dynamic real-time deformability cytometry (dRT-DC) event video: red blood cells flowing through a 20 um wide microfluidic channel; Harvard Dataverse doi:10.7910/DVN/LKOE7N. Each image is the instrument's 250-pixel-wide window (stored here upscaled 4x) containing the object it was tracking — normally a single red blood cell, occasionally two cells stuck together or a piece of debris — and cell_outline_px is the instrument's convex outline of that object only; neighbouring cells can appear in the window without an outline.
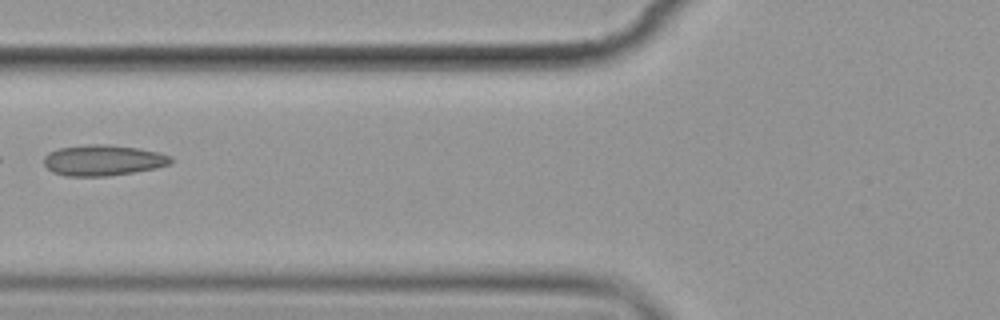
{"species": "common noctule bat (a hibernating species)", "species_latin": "Nyctalus noctula", "temperature_condition": "cold", "stored_images_in_passage": 6, "camera_frame_rate_fps": 3000, "um_per_image_px": 0.085, "animal": {"sex": "female", "body_mass_g": 19.9}, "frame": {"image": 1, "passage_image": 2, "time_ms": 1.333, "image_size_px": [1000, 320], "cell_outline_px": [[172, 160], [168, 164], [156, 168], [108, 176], [64, 176], [52, 172], [44, 164], [44, 156], [48, 152], [60, 148], [88, 144], [108, 144], [136, 148], [160, 152], [172, 156]], "centroid_in_image_um": [8.74, 13.62], "position_along_channel_um": 117.1, "area_um2": 22.77}}
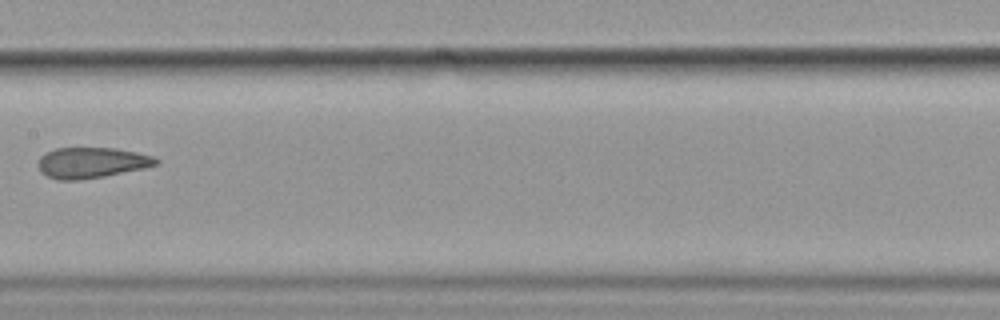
{"frame": {"image": 2, "passage_image": 4, "time_ms": 3.667, "image_size_px": [1000, 320], "cell_outline_px": [[160, 164], [144, 168], [104, 176], [76, 180], [56, 180], [40, 172], [36, 164], [40, 156], [44, 152], [56, 148], [116, 148], [136, 152], [152, 156], [160, 160]], "centroid_in_image_um": [7.75, 13.82], "position_along_channel_um": 199.7, "area_um2": 21.27}}
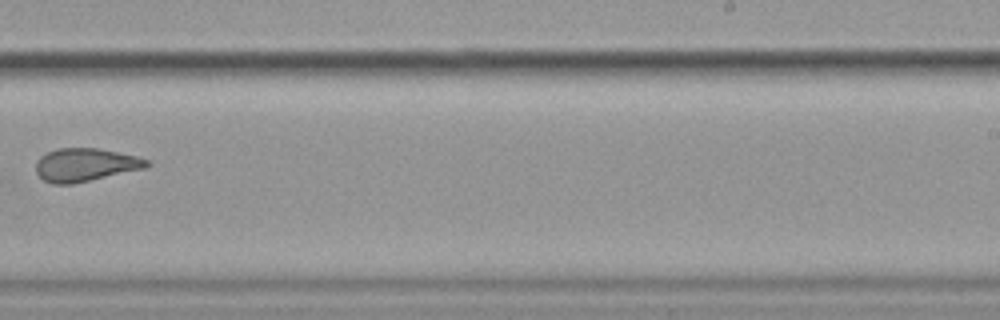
{"frame": {"image": 3, "passage_image": 6, "time_ms": 6.0, "image_size_px": [1000, 320], "cell_outline_px": [[152, 164], [144, 168], [72, 184], [52, 184], [44, 180], [36, 172], [36, 160], [40, 156], [56, 148], [96, 148], [136, 156], [148, 160]], "centroid_in_image_um": [7.22, 14.01], "position_along_channel_um": 281.8, "area_um2": 21.21}}